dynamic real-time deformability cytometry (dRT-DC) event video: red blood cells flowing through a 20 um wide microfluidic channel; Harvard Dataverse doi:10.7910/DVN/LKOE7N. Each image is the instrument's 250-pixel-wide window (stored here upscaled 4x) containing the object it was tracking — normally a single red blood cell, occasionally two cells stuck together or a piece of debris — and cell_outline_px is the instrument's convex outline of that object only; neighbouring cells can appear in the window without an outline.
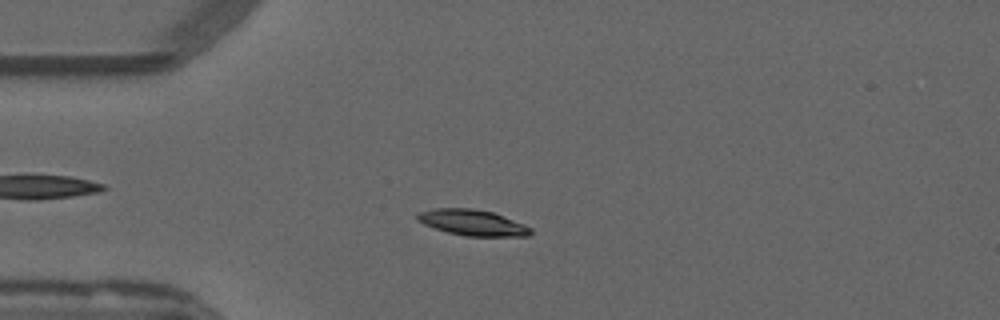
{"species": "common noctule bat (a hibernating species)", "species_latin": "Nyctalus noctula", "temperature_condition": "warm", "stored_images_in_passage": 49, "camera_frame_rate_fps": 3000, "um_per_image_px": 0.085, "animal": {"sex": "male", "forearm_length_mm": 52.5}, "frame": {"image": 1, "passage_image": 9, "time_ms": 2.667, "image_size_px": [1000, 320], "cell_outline_px": [[532, 232], [528, 236], [464, 236], [448, 232], [424, 224], [416, 220], [416, 212], [432, 208], [468, 208], [492, 212], [524, 224], [532, 228]], "centroid_in_image_um": [40.13, 18.92], "position_along_channel_um": 44.9, "area_um2": 17.05}}
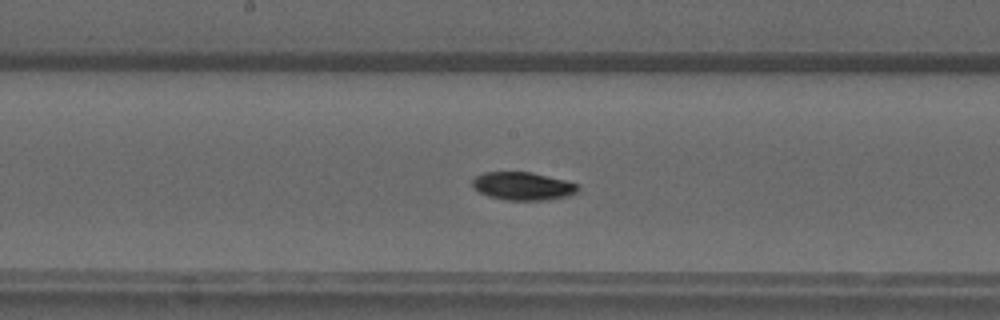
{"frame": {"image": 2, "passage_image": 23, "time_ms": 7.333, "image_size_px": [1000, 320], "cell_outline_px": [[580, 192], [568, 196], [548, 200], [504, 200], [488, 196], [472, 188], [472, 180], [476, 176], [484, 172], [532, 172], [580, 184]], "centroid_in_image_um": [44.47, 15.82], "position_along_channel_um": 203.7, "area_um2": 17.51}}
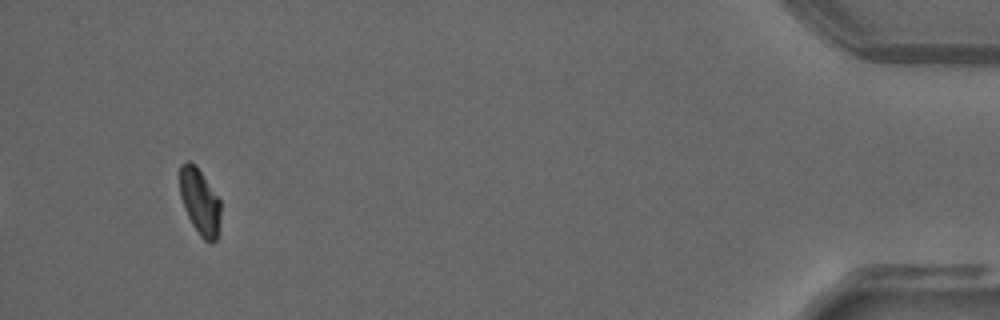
{"frame": {"image": 3, "passage_image": 46, "time_ms": 15.0, "image_size_px": [1000, 320], "cell_outline_px": [[220, 216], [216, 240], [212, 244], [208, 244], [200, 236], [192, 224], [184, 208], [180, 196], [180, 164], [188, 160], [196, 164], [220, 200]], "centroid_in_image_um": [16.98, 17.14], "position_along_channel_um": 418.2, "area_um2": 15.84}, "authors_computed_cell_mechanics": {"area_um2": 16.8776, "velocity_mm_per_s": 3.81, "shape_relaxation_time_tau1_ms": 5.5474, "shape_relaxation_time_tau2_ms": null, "deformation_change_tau1": 0.1783, "deformation_change_tau2": null}}